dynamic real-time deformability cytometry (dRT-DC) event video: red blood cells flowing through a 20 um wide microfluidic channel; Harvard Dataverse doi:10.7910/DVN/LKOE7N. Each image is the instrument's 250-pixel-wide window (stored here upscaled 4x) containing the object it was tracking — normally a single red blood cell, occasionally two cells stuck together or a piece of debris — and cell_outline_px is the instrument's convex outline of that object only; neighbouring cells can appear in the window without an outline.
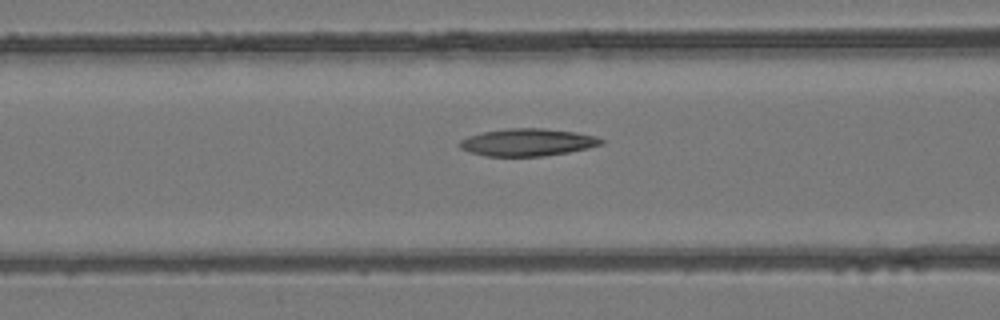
{"species": "common noctule bat (a hibernating species)", "species_latin": "Nyctalus noctula", "temperature_condition": "room temperature", "stored_images_in_passage": 12, "camera_frame_rate_fps": 3000, "um_per_image_px": 0.085, "animal": {"sex": "female", "body_mass_g": 24.6, "forearm_length_mm": 56.2}, "frame": {"image": 1, "passage_image": 7, "time_ms": 2.0, "image_size_px": [1000, 320], "cell_outline_px": [[604, 144], [588, 148], [568, 152], [544, 156], [484, 156], [468, 152], [460, 148], [460, 140], [468, 136], [484, 132], [508, 128], [544, 128], [576, 132], [596, 136], [604, 140]], "centroid_in_image_um": [44.85, 12.1], "position_along_channel_um": 121.7, "area_um2": 22.66}}
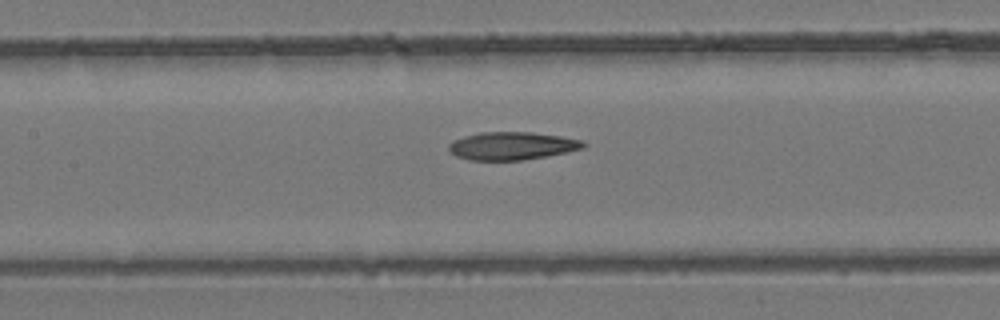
{"frame": {"image": 2, "passage_image": 10, "time_ms": 3.0, "image_size_px": [1000, 320], "cell_outline_px": [[588, 144], [584, 148], [568, 152], [548, 156], [524, 160], [468, 160], [456, 156], [448, 148], [448, 144], [452, 140], [464, 136], [480, 132], [532, 132], [560, 136], [584, 140]], "centroid_in_image_um": [43.55, 12.4], "position_along_channel_um": 163.9, "area_um2": 22.14}}